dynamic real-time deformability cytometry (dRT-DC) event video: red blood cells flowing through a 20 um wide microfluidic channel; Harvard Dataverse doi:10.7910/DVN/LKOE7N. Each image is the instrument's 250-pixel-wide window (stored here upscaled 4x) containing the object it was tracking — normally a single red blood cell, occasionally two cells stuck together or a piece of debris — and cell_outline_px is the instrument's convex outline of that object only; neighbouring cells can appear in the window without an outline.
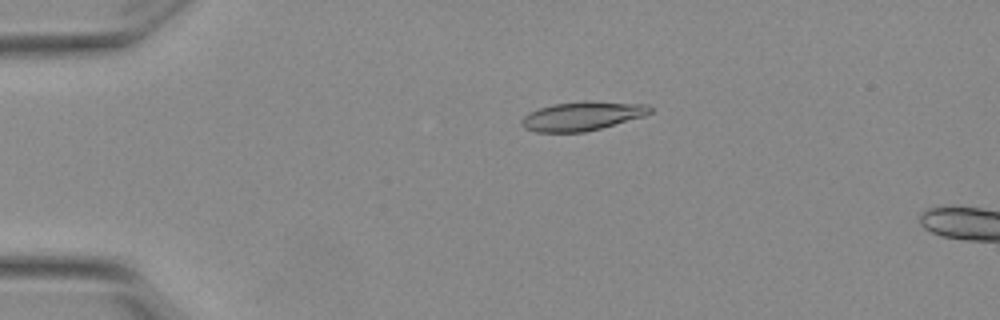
{"species": "Egyptian fruit bat (a non-hibernating species)", "species_latin": "Rousettus aegyptiacus", "temperature_condition": "warm", "stored_images_in_passage": 26, "camera_frame_rate_fps": 3000, "um_per_image_px": 0.085, "animal": {"sex": "female"}, "frame": {"image": 1, "passage_image": 1, "time_ms": 0.0, "image_size_px": [1000, 320], "cell_outline_px": [[652, 112], [644, 116], [600, 128], [584, 132], [536, 132], [524, 128], [520, 120], [528, 112], [552, 104], [584, 100], [588, 100], [648, 104], [652, 108]], "centroid_in_image_um": [49.49, 9.85], "position_along_channel_um": 35.5, "area_um2": 21.85}}
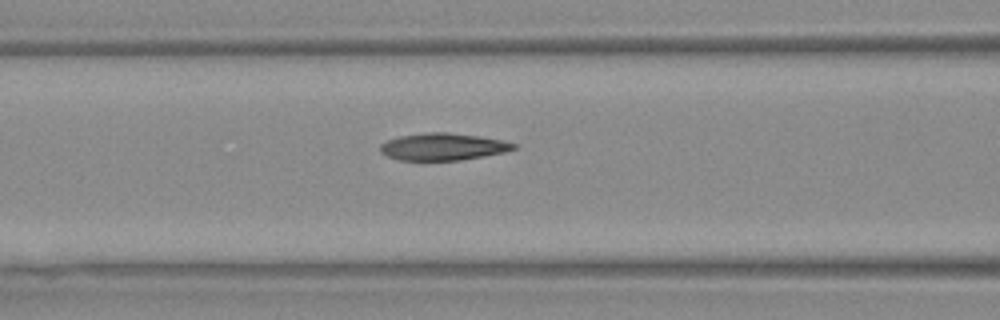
{"frame": {"image": 2, "passage_image": 12, "time_ms": 3.667, "image_size_px": [1000, 320], "cell_outline_px": [[516, 148], [504, 152], [484, 156], [460, 160], [400, 160], [388, 156], [380, 152], [380, 144], [388, 140], [400, 136], [428, 132], [448, 132], [480, 136], [500, 140], [516, 144]], "centroid_in_image_um": [37.64, 12.47], "position_along_channel_um": 129.0, "area_um2": 20.92}}
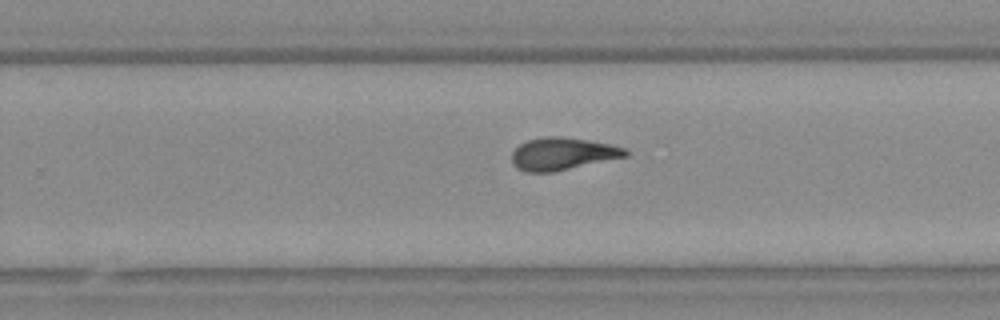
{"frame": {"image": 3, "passage_image": 24, "time_ms": 7.667, "image_size_px": [1000, 320], "cell_outline_px": [[628, 156], [552, 172], [528, 172], [516, 168], [512, 160], [512, 152], [520, 144], [528, 140], [544, 136], [560, 136], [588, 140], [608, 144], [624, 148], [628, 152]], "centroid_in_image_um": [47.79, 13.07], "position_along_channel_um": 282.0, "area_um2": 21.27}}